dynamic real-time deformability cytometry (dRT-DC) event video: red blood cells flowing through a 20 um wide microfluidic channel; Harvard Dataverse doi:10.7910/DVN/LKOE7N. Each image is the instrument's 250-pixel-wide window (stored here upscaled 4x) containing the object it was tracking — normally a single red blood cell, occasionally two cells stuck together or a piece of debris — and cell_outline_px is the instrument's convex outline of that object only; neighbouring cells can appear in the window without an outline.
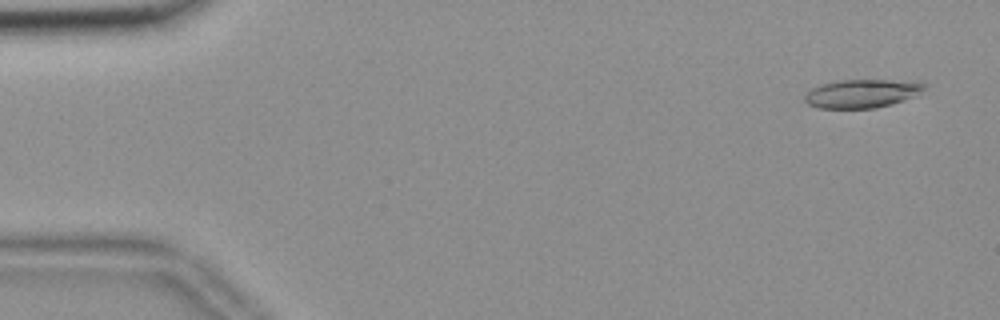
{"species": "common noctule bat (a hibernating species)", "species_latin": "Nyctalus noctula", "temperature_condition": "room temperature", "stored_images_in_passage": 55, "camera_frame_rate_fps": 3000, "um_per_image_px": 0.085, "animal": {"sex": "female", "body_mass_g": 18.4}, "frame": {"image": 1, "passage_image": 3, "time_ms": 0.667, "image_size_px": [1000, 320], "cell_outline_px": [[928, 84], [924, 88], [912, 96], [904, 100], [892, 104], [876, 108], [816, 108], [808, 104], [804, 100], [804, 96], [812, 88], [820, 84], [836, 80], [888, 80]], "centroid_in_image_um": [73.17, 7.96], "position_along_channel_um": 11.8, "area_um2": 19.59}}
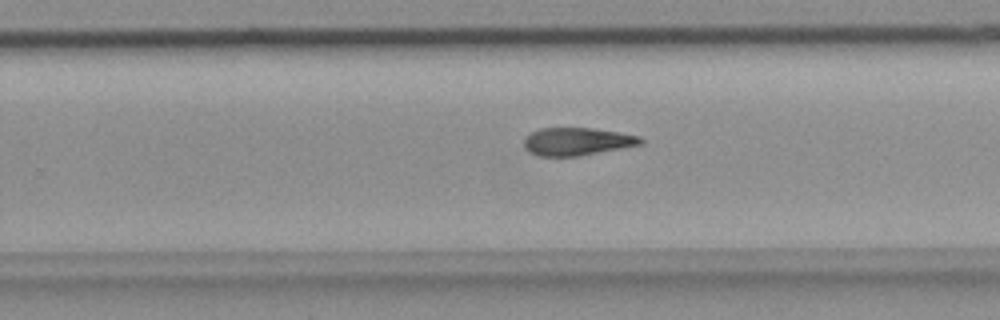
{"frame": {"image": 2, "passage_image": 35, "time_ms": 11.333, "image_size_px": [1000, 320], "cell_outline_px": [[644, 144], [576, 156], [540, 156], [524, 148], [524, 136], [540, 128], [592, 128], [620, 132], [640, 136], [644, 140]], "centroid_in_image_um": [49.06, 12.01], "position_along_channel_um": 280.7, "area_um2": 18.84}}
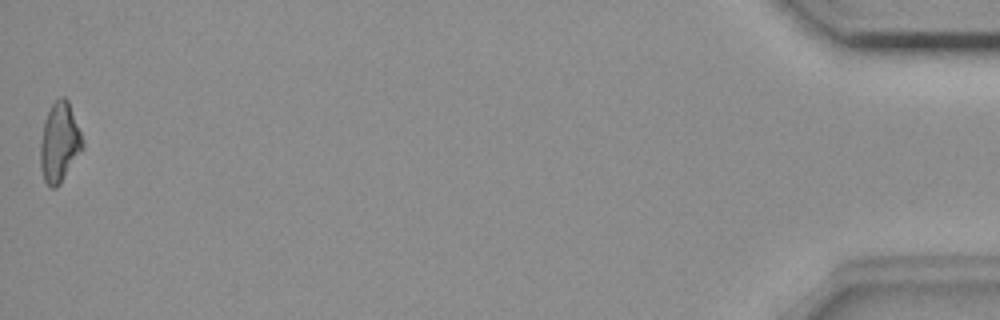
{"frame": {"image": 3, "passage_image": 55, "time_ms": 18.0, "image_size_px": [1000, 320], "cell_outline_px": [[84, 148], [60, 184], [56, 188], [52, 188], [44, 180], [40, 168], [40, 144], [44, 120], [52, 104], [60, 96], [64, 96], [68, 100], [80, 132], [84, 144]], "centroid_in_image_um": [5.05, 12.12], "position_along_channel_um": 430.2, "area_um2": 19.54}}